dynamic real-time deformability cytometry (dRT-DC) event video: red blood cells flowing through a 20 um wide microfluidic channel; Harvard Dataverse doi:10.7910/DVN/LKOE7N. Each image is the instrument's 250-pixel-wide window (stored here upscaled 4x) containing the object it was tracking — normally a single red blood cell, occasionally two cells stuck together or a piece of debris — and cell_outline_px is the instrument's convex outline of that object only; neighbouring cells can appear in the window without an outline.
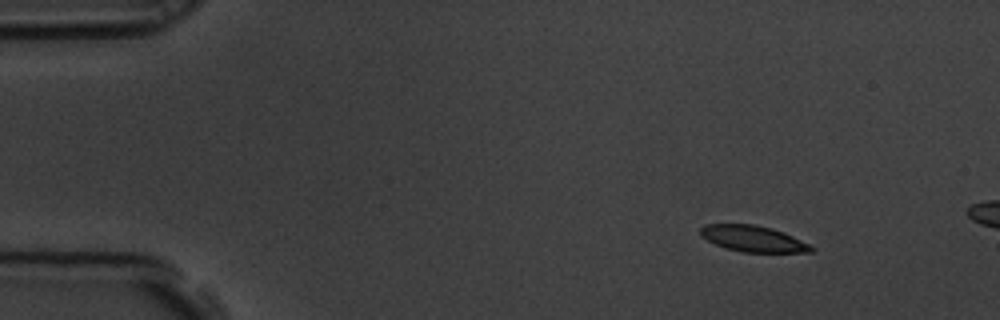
{"species": "common noctule bat (a hibernating species)", "species_latin": "Nyctalus noctula", "temperature_condition": "room temperature", "stored_images_in_passage": 4, "camera_frame_rate_fps": 3000, "um_per_image_px": 0.085, "animal": {"sex": "male", "body_mass_g": 19.5, "forearm_length_mm": 54.6}, "frame": {"image": 1, "passage_image": 2, "time_ms": 0.333, "image_size_px": [1000, 320], "cell_outline_px": [[816, 248], [812, 252], [744, 252], [724, 248], [700, 236], [700, 228], [704, 224], [756, 224], [772, 228], [784, 232], [812, 244]], "centroid_in_image_um": [64.05, 20.28], "position_along_channel_um": 20.9, "area_um2": 17.11}}